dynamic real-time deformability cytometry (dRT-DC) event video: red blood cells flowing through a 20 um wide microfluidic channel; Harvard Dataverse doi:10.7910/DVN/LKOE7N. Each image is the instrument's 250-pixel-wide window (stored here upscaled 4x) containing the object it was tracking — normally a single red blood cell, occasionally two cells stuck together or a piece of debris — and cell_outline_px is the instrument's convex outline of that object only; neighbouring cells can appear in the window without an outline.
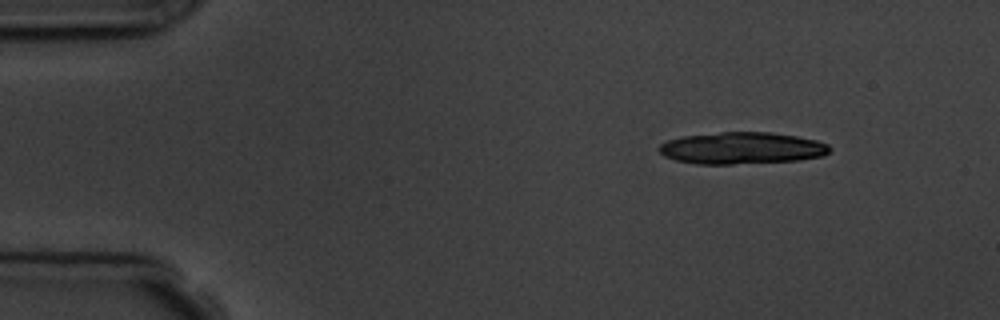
{"species": "common noctule bat (a hibernating species)", "species_latin": "Nyctalus noctula", "temperature_condition": "room temperature", "stored_images_in_passage": 6, "camera_frame_rate_fps": 3000, "um_per_image_px": 0.085, "animal": {"sex": "male", "body_mass_g": 19.5, "forearm_length_mm": 54.6}, "frame": {"image": 1, "passage_image": 1, "time_ms": 0.0, "image_size_px": [1000, 320], "cell_outline_px": [[832, 148], [824, 156], [800, 160], [732, 164], [696, 164], [676, 160], [664, 156], [660, 152], [660, 144], [668, 140], [680, 136], [720, 132], [772, 132], [796, 136], [816, 140], [828, 144]], "centroid_in_image_um": [63.07, 12.59], "position_along_channel_um": 21.9, "area_um2": 31.79}}
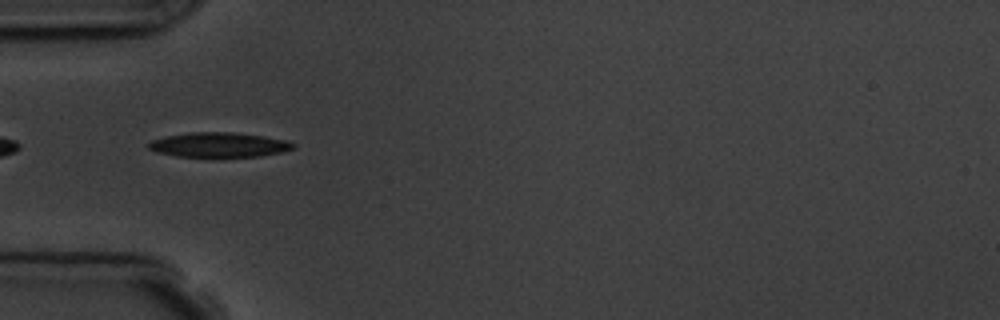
{"frame": {"image": 2, "passage_image": 4, "time_ms": 3.667, "image_size_px": [1000, 320], "cell_outline_px": [[296, 148], [280, 152], [260, 156], [176, 156], [156, 152], [148, 148], [148, 144], [152, 140], [168, 136], [192, 132], [232, 132], [288, 140], [296, 144]], "centroid_in_image_um": [18.64, 12.3], "position_along_channel_um": 66.4, "area_um2": 20.52}}